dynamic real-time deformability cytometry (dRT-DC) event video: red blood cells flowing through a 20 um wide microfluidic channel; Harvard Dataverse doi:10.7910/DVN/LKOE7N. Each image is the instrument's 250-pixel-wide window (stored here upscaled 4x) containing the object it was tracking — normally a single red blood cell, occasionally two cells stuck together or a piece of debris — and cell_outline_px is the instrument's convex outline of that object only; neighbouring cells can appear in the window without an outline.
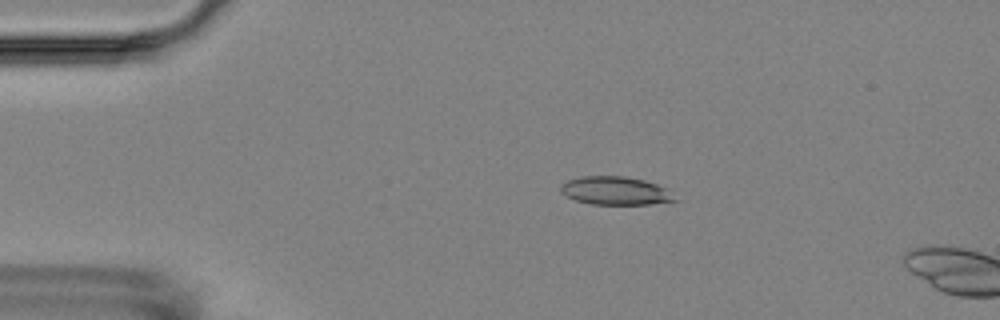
{"species": "Egyptian fruit bat (a non-hibernating species)", "species_latin": "Rousettus aegyptiacus", "temperature_condition": "room temperature", "stored_images_in_passage": 4, "camera_frame_rate_fps": 3000, "um_per_image_px": 0.085, "animal": {"sex": "female"}, "frame": {"image": 1, "passage_image": 3, "time_ms": 3.333, "image_size_px": [1000, 320], "cell_outline_px": [[680, 200], [648, 204], [592, 204], [576, 200], [560, 192], [560, 184], [568, 180], [580, 176], [624, 176], [644, 180], [668, 188]], "centroid_in_image_um": [52.34, 16.21], "position_along_channel_um": 32.7, "area_um2": 18.9}}